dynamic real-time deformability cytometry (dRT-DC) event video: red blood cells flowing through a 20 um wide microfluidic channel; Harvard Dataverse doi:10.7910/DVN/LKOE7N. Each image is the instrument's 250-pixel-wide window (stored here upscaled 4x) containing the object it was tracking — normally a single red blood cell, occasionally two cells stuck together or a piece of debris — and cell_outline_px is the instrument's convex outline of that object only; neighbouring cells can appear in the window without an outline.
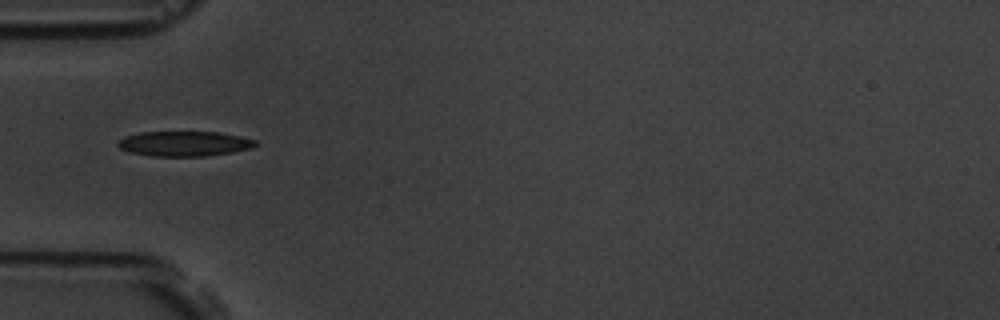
{"species": "common noctule bat (a hibernating species)", "species_latin": "Nyctalus noctula", "temperature_condition": "room temperature", "stored_images_in_passage": 3, "camera_frame_rate_fps": 3000, "um_per_image_px": 0.085, "animal": {"sex": "male", "body_mass_g": 19.5, "forearm_length_mm": 54.6}, "frame": {"image": 1, "passage_image": 1, "time_ms": 0.0, "image_size_px": [1000, 320], "cell_outline_px": [[256, 144], [252, 148], [232, 152], [204, 156], [152, 156], [128, 152], [120, 148], [116, 144], [124, 136], [140, 132], [220, 132], [240, 136], [256, 140]], "centroid_in_image_um": [15.65, 12.21], "position_along_channel_um": 69.4, "area_um2": 20.06}}
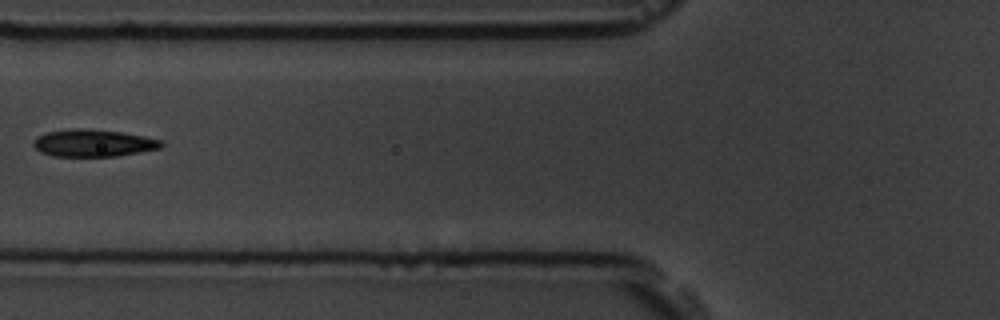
{"frame": {"image": 2, "passage_image": 2, "time_ms": 1.333, "image_size_px": [1000, 320], "cell_outline_px": [[164, 144], [160, 148], [116, 156], [52, 156], [40, 152], [32, 144], [36, 136], [48, 132], [72, 128], [76, 128], [120, 132], [144, 136], [164, 140]], "centroid_in_image_um": [7.92, 12.16], "position_along_channel_um": 117.9, "area_um2": 20.17}}
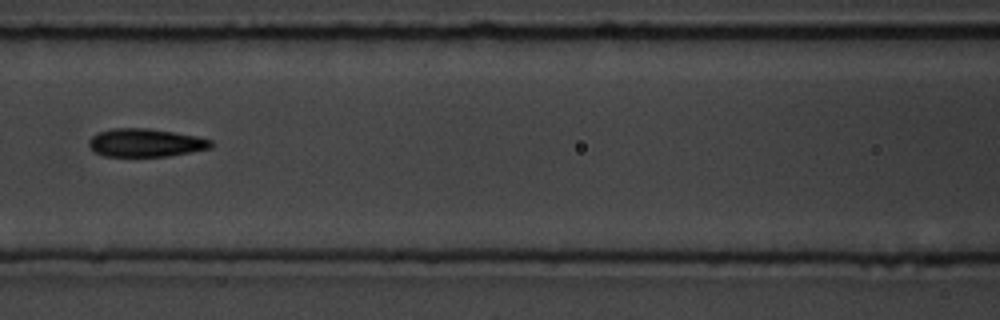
{"frame": {"image": 3, "passage_image": 3, "time_ms": 2.333, "image_size_px": [1000, 320], "cell_outline_px": [[212, 148], [192, 152], [168, 156], [104, 156], [96, 152], [88, 144], [92, 136], [100, 132], [112, 128], [148, 128], [196, 136], [212, 140]], "centroid_in_image_um": [12.4, 12.13], "position_along_channel_um": 154.2, "area_um2": 19.88}}